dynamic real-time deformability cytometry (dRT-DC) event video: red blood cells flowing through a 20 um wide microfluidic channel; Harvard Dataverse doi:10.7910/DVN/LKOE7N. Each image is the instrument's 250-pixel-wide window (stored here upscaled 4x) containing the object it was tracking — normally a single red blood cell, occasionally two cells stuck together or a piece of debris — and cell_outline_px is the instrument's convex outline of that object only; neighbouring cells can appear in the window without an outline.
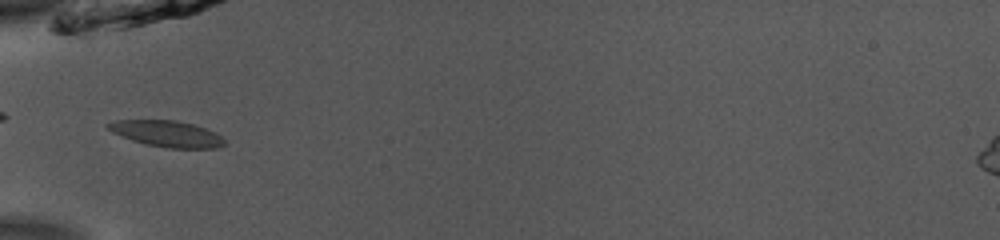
{"species": "common noctule bat (a hibernating species)", "species_latin": "Nyctalus noctula", "temperature_condition": "room temperature", "stored_images_in_passage": 35, "camera_frame_rate_fps": 3000, "um_per_image_px": 0.085, "animal": {"sex": "male", "body_mass_g": 13.0, "forearm_length_mm": 53.1}, "frame": {"image": 1, "passage_image": 1, "time_ms": 0.0, "image_size_px": [1000, 240], "cell_outline_px": [[224, 144], [216, 148], [168, 148], [148, 144], [132, 140], [108, 128], [104, 124], [116, 120], [176, 120], [192, 124], [216, 132], [224, 140]], "centroid_in_image_um": [14.21, 11.36], "position_along_channel_um": 70.8, "area_um2": 17.4}}
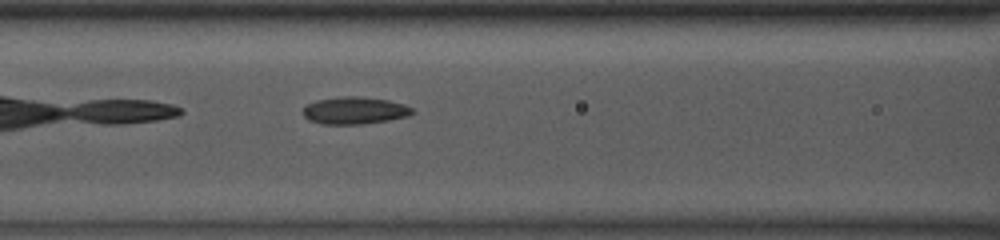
{"frame": {"image": 2, "passage_image": 6, "time_ms": 1.667, "image_size_px": [1000, 240], "cell_outline_px": [[416, 112], [408, 116], [388, 120], [364, 124], [324, 124], [308, 120], [304, 116], [304, 108], [308, 104], [316, 100], [340, 96], [360, 96], [388, 100], [404, 104], [412, 108]], "centroid_in_image_um": [30.17, 9.39], "position_along_channel_um": 136.4, "area_um2": 17.4}, "authors_computed_cell_mechanics": {"area_um2": 17.1088, "velocity_mm_per_s": 3.8972, "shape_relaxation_time_tau1_ms": 4.9575, "shape_relaxation_time_tau2_ms": 4.5205, "deformation_change_tau1": 0.1467, "deformation_change_tau2": 0.1121}}